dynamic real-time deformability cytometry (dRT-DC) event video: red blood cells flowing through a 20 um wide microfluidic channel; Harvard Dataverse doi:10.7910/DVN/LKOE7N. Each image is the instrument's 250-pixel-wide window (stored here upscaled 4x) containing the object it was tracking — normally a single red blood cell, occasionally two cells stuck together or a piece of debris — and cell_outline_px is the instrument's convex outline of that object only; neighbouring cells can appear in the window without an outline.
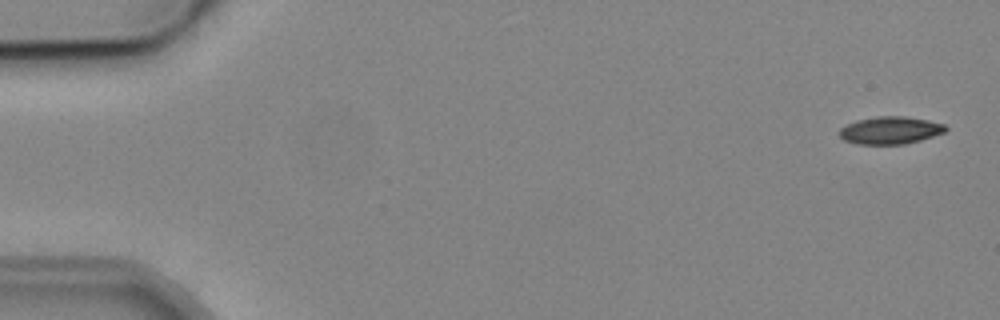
{"species": "common noctule bat (a hibernating species)", "species_latin": "Nyctalus noctula", "temperature_condition": "cold", "stored_images_in_passage": 5, "camera_frame_rate_fps": 3000, "um_per_image_px": 0.085, "animal": {"sex": "male", "body_mass_g": 19.2, "forearm_length_mm": 51.8}, "frame": {"image": 1, "passage_image": 1, "time_ms": 0.0, "image_size_px": [1000, 320], "cell_outline_px": [[948, 128], [944, 132], [920, 140], [904, 144], [856, 144], [844, 140], [836, 132], [840, 128], [856, 120], [876, 116], [904, 116], [928, 120], [944, 124]], "centroid_in_image_um": [75.63, 11.07], "position_along_channel_um": 9.4, "area_um2": 17.05}}
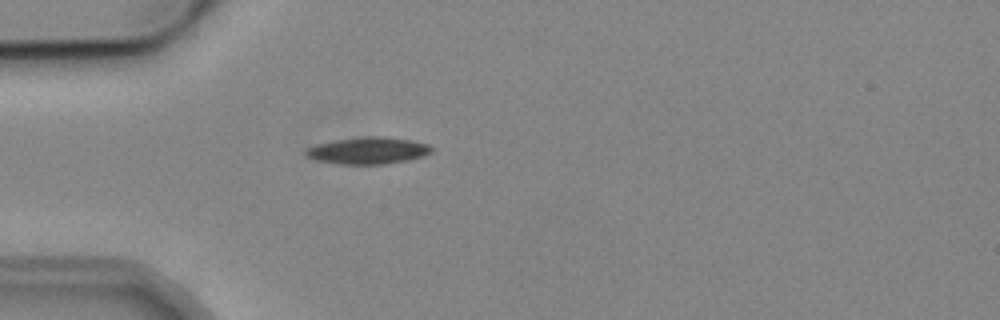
{"frame": {"image": 2, "passage_image": 5, "time_ms": 4.667, "image_size_px": [1000, 320], "cell_outline_px": [[432, 152], [408, 160], [384, 164], [336, 164], [316, 160], [308, 156], [304, 152], [304, 148], [316, 144], [336, 140], [360, 136], [384, 136], [412, 140], [428, 144], [432, 148]], "centroid_in_image_um": [31.25, 12.79], "position_along_channel_um": 53.8, "area_um2": 19.77}}